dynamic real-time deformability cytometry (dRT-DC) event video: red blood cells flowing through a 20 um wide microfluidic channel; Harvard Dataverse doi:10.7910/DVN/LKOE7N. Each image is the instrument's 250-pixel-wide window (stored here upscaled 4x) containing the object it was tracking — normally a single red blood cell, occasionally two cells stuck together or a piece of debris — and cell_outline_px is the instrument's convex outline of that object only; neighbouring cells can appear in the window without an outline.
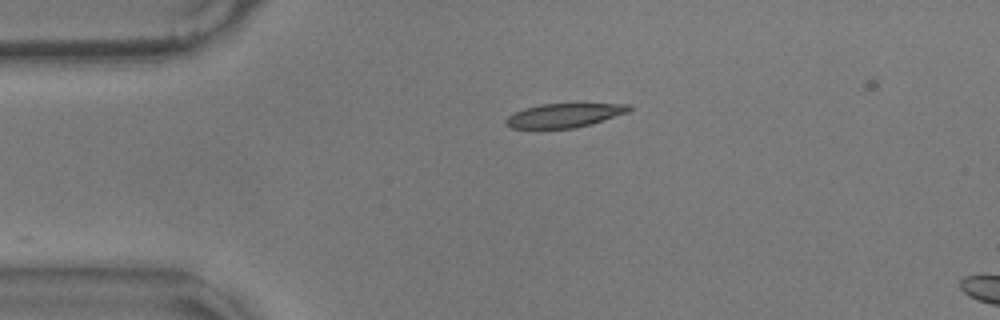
{"species": "common noctule bat (a hibernating species)", "species_latin": "Nyctalus noctula", "temperature_condition": "warm", "stored_images_in_passage": 5, "camera_frame_rate_fps": 3000, "um_per_image_px": 0.085, "animal": {"sex": "male", "body_mass_g": 17.9}, "frame": {"image": 1, "passage_image": 1, "time_ms": 0.0, "image_size_px": [1000, 320], "cell_outline_px": [[632, 108], [628, 112], [592, 124], [576, 128], [512, 128], [504, 124], [504, 120], [508, 116], [524, 108], [540, 104], [632, 104]], "centroid_in_image_um": [47.96, 9.81], "position_along_channel_um": 37.0, "area_um2": 17.17}}